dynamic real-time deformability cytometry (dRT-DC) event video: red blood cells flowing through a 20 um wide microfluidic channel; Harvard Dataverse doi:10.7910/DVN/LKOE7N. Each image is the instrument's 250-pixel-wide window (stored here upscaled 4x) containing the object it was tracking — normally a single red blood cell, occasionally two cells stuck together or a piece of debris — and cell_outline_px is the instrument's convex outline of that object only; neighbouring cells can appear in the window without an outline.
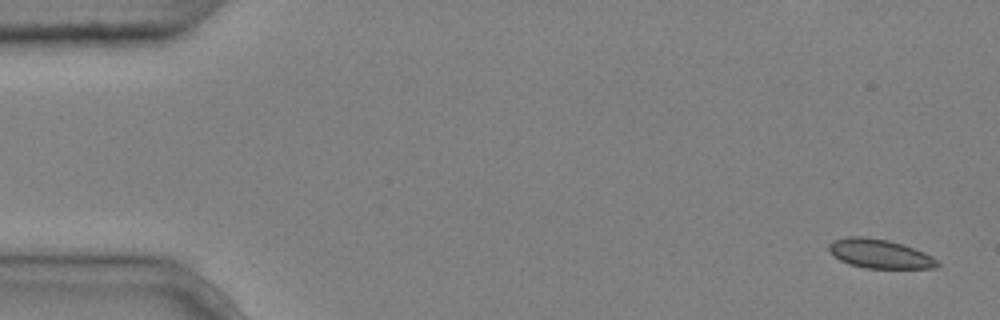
{"species": "common noctule bat (a hibernating species)", "species_latin": "Nyctalus noctula", "temperature_condition": "cold", "stored_images_in_passage": 5, "camera_frame_rate_fps": 3000, "um_per_image_px": 0.085, "animal": {"sex": "male", "body_mass_g": 20.4}, "frame": {"image": 1, "passage_image": 1, "time_ms": 0.0, "image_size_px": [1000, 320], "cell_outline_px": [[940, 264], [936, 268], [864, 268], [848, 264], [832, 256], [828, 248], [828, 244], [832, 240], [848, 236], [864, 236], [888, 240], [924, 252], [940, 260]], "centroid_in_image_um": [74.74, 21.57], "position_along_channel_um": 10.3, "area_um2": 18.55}}